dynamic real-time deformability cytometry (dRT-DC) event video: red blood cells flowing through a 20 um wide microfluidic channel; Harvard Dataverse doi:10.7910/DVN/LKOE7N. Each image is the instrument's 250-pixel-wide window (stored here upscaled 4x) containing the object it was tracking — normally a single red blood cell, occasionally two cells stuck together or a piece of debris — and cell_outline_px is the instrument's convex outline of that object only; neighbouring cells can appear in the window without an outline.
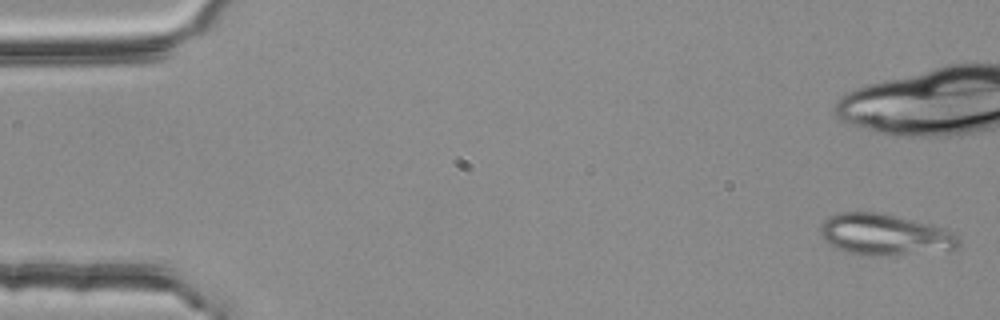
{"species": "common noctule bat (a hibernating species)", "species_latin": "Nyctalus noctula", "temperature_condition": "room temperature", "stored_images_in_passage": 5, "camera_frame_rate_fps": 3000, "um_per_image_px": 0.085, "animal": {"sex": "female", "body_mass_g": 25.1}, "frame": {"image": 1, "passage_image": 1, "time_ms": 0.0, "image_size_px": [1000, 320], "cell_outline_px": [[960, 248], [876, 256], [860, 256], [844, 252], [828, 244], [824, 240], [820, 232], [820, 228], [824, 220], [828, 216], [836, 212], [884, 212], [940, 228], [952, 232], [960, 236]], "centroid_in_image_um": [75.12, 19.94], "position_along_channel_um": 9.9, "area_um2": 33.23}}